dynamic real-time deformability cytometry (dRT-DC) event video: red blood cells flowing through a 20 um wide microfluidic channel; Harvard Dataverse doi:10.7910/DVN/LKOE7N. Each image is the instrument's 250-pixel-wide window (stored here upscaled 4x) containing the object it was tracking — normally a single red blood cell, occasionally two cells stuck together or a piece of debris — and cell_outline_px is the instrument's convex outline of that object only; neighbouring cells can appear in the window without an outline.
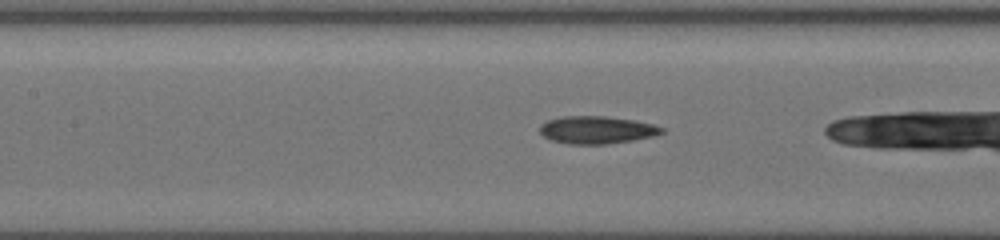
{"species": "common noctule bat (a hibernating species)", "species_latin": "Nyctalus noctula", "temperature_condition": "cold", "stored_images_in_passage": 31, "camera_frame_rate_fps": 3000, "um_per_image_px": 0.085, "animal": {"sex": "female", "body_mass_g": 19.5, "forearm_length_mm": 54.1}, "frame": {"image": 1, "passage_image": 13, "time_ms": 4.0, "image_size_px": [1000, 240], "cell_outline_px": [[664, 132], [652, 136], [632, 140], [608, 144], [568, 144], [552, 140], [544, 136], [540, 132], [540, 128], [548, 120], [564, 116], [604, 116], [636, 120], [652, 124], [664, 128]], "centroid_in_image_um": [50.75, 11.04], "position_along_channel_um": 156.7, "area_um2": 19.42}}
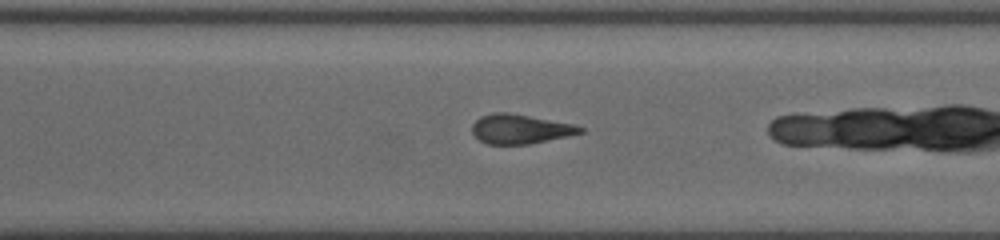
{"frame": {"image": 2, "passage_image": 26, "time_ms": 8.333, "image_size_px": [1000, 240], "cell_outline_px": [[584, 132], [568, 136], [528, 144], [488, 144], [480, 140], [472, 132], [472, 124], [480, 116], [492, 112], [508, 112], [576, 124], [584, 128]], "centroid_in_image_um": [44.23, 10.95], "position_along_channel_um": 326.4, "area_um2": 18.61}}
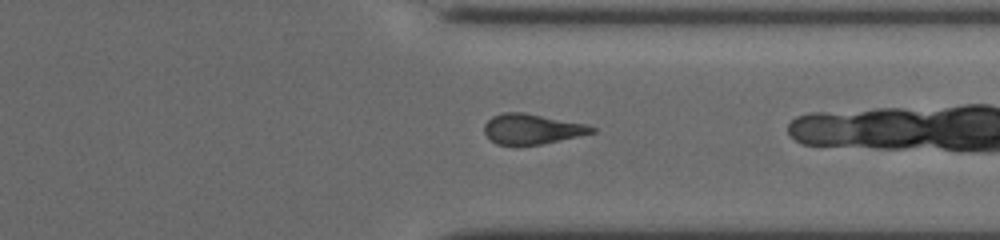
{"frame": {"image": 3, "passage_image": 29, "time_ms": 9.333, "image_size_px": [1000, 240], "cell_outline_px": [[596, 132], [540, 144], [496, 144], [484, 132], [484, 124], [492, 116], [504, 112], [524, 112], [584, 124], [596, 128]], "centroid_in_image_um": [45.19, 10.95], "position_along_channel_um": 366.2, "area_um2": 18.5}}